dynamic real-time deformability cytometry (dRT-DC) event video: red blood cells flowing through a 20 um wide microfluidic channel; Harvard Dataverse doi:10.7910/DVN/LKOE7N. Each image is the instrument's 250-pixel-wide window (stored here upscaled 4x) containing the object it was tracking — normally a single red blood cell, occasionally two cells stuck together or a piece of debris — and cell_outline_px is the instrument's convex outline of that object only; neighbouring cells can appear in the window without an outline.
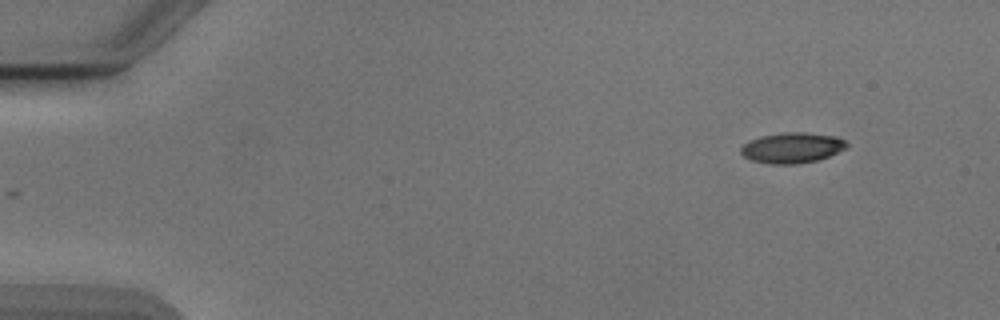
{"species": "Egyptian fruit bat (a non-hibernating species)", "species_latin": "Rousettus aegyptiacus", "temperature_condition": "cold", "stored_images_in_passage": 2, "camera_frame_rate_fps": 3000, "um_per_image_px": 0.085, "animal": {"sex": "male"}, "frame": {"image": 1, "passage_image": 2, "time_ms": 1.333, "image_size_px": [1000, 320], "cell_outline_px": [[848, 148], [828, 156], [816, 160], [796, 164], [772, 164], [752, 160], [744, 156], [740, 152], [740, 148], [748, 140], [760, 136], [784, 132], [804, 132], [836, 136], [844, 140], [848, 144]], "centroid_in_image_um": [67.32, 12.55], "position_along_channel_um": 17.7, "area_um2": 18.84}}